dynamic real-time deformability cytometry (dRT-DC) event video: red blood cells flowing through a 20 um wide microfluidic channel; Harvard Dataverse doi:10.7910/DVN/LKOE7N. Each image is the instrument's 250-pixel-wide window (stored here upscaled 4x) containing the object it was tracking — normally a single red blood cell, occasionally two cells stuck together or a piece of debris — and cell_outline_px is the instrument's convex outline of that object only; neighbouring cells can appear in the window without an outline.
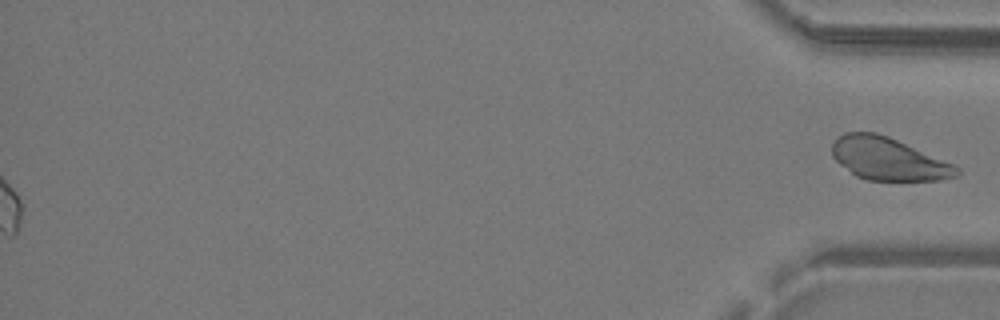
{"species": "common noctule bat (a hibernating species)", "species_latin": "Nyctalus noctula", "temperature_condition": "warm", "stored_images_in_passage": 25, "segment_of_instrument_passage": [2, 2], "camera_frame_rate_fps": 3000, "um_per_image_px": 0.085, "animal": {"sex": "male", "body_mass_g": 19.2, "forearm_length_mm": 51.8}, "frame": {"image": 1, "passage_image": 25, "time_ms": 8.0, "image_size_px": [1000, 320], "cell_outline_px": [[960, 172], [956, 176], [940, 180], [868, 180], [856, 176], [840, 164], [832, 156], [832, 140], [844, 132], [876, 132], [888, 136], [952, 164], [960, 168]], "centroid_in_image_um": [75.46, 13.49], "position_along_channel_um": 359.7, "area_um2": 30.69}}